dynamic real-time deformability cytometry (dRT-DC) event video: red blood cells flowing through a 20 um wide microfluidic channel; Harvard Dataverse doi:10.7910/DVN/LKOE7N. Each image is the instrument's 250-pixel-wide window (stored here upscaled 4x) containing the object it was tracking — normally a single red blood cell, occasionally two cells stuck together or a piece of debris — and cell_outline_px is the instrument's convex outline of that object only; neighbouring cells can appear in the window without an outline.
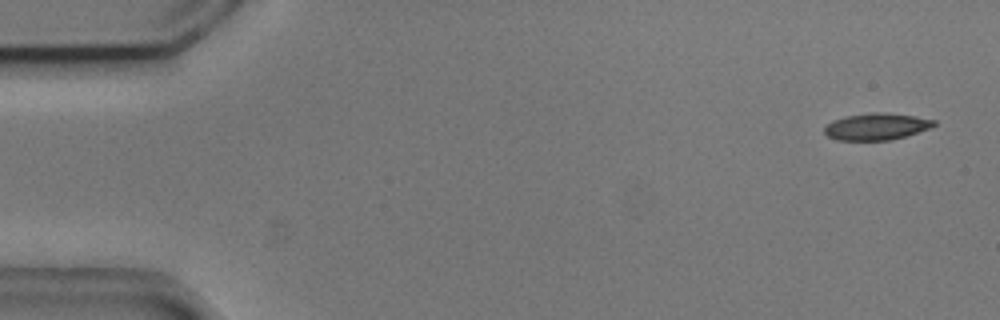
{"species": "common noctule bat (a hibernating species)", "species_latin": "Nyctalus noctula", "temperature_condition": "cold", "stored_images_in_passage": 6, "camera_frame_rate_fps": 3000, "um_per_image_px": 0.085, "animal": {"sex": "male", "body_mass_g": 20.5, "forearm_length_mm": 52.5}, "frame": {"image": 1, "passage_image": 1, "time_ms": 0.0, "image_size_px": [1000, 320], "cell_outline_px": [[936, 124], [928, 128], [892, 140], [836, 140], [828, 136], [824, 132], [824, 128], [832, 120], [844, 116], [872, 112], [884, 112], [916, 116], [936, 120]], "centroid_in_image_um": [74.47, 10.74], "position_along_channel_um": 10.5, "area_um2": 17.05}}
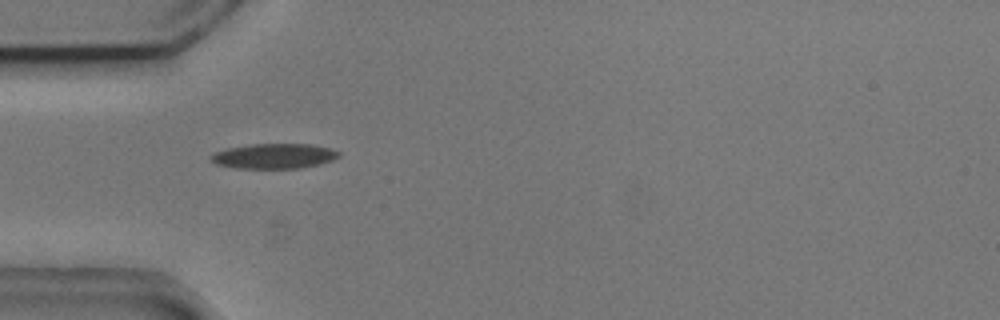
{"frame": {"image": 2, "passage_image": 5, "time_ms": 1.333, "image_size_px": [1000, 320], "cell_outline_px": [[340, 156], [332, 160], [300, 168], [236, 168], [216, 164], [208, 156], [212, 152], [228, 148], [248, 144], [312, 144], [332, 148], [340, 152]], "centroid_in_image_um": [23.27, 13.25], "position_along_channel_um": 61.7, "area_um2": 18.73}}